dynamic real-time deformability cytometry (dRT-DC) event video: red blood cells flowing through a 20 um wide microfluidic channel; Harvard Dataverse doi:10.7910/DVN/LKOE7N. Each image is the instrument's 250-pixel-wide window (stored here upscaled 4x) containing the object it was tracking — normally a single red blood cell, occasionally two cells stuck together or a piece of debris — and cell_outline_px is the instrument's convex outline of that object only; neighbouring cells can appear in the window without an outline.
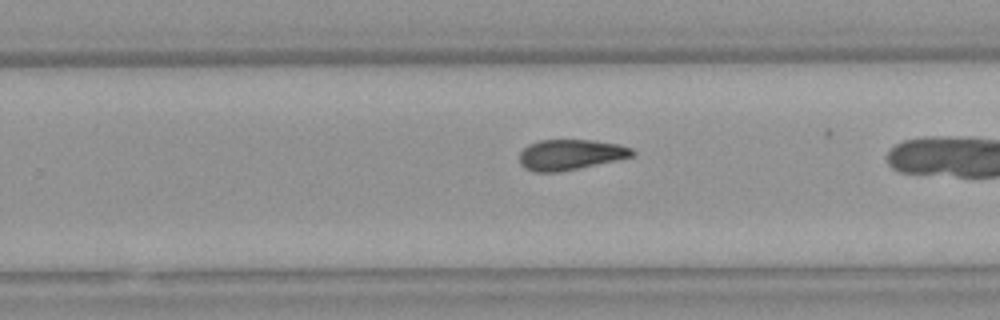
{"species": "Egyptian fruit bat (a non-hibernating species)", "species_latin": "Rousettus aegyptiacus", "temperature_condition": "warm", "stored_images_in_passage": 25, "camera_frame_rate_fps": 3000, "um_per_image_px": 0.085, "animal": {"sex": "female"}, "frame": {"image": 1, "passage_image": 17, "time_ms": 5.333, "image_size_px": [1000, 320], "cell_outline_px": [[636, 156], [620, 160], [580, 168], [556, 172], [532, 172], [524, 168], [520, 164], [520, 152], [528, 144], [540, 140], [592, 140], [620, 144], [632, 148], [636, 152]], "centroid_in_image_um": [48.53, 13.15], "position_along_channel_um": 281.3, "area_um2": 20.4}}
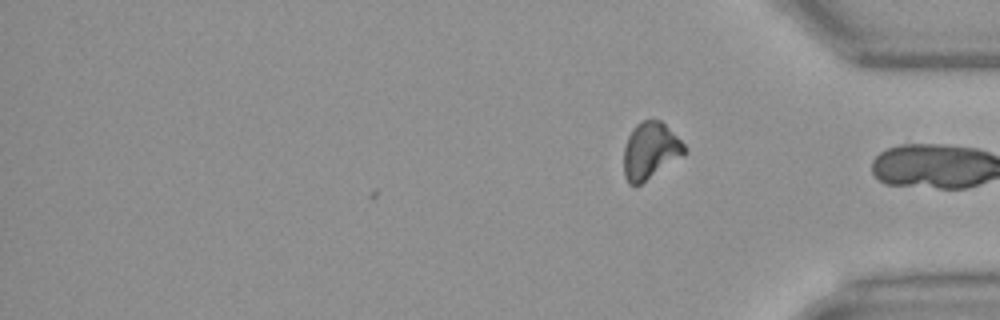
{"frame": {"image": 2, "passage_image": 25, "time_ms": 8.0, "image_size_px": [1000, 320], "cell_outline_px": [[688, 152], [640, 184], [628, 184], [624, 176], [624, 148], [628, 136], [632, 128], [636, 124], [644, 120], [660, 120], [684, 144]], "centroid_in_image_um": [55.26, 12.81], "position_along_channel_um": 379.9, "area_um2": 19.77}, "authors_computed_cell_mechanics": {"area_um2": 20.7502, "velocity_mm_per_s": 4.0153, "shape_relaxation_time_tau1_ms": null, "shape_relaxation_time_tau2_ms": 6.9337, "deformation_change_tau1": null, "deformation_change_tau2": 0.1682}}